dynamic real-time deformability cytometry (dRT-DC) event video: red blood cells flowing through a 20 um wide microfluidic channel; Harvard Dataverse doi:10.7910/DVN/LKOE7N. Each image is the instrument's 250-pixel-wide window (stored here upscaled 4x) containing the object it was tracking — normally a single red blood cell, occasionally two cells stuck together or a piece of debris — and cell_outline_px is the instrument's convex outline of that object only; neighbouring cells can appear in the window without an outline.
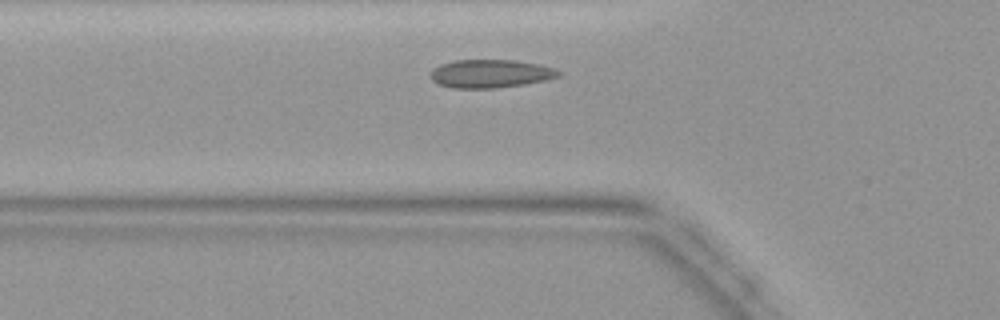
{"species": "common noctule bat (a hibernating species)", "species_latin": "Nyctalus noctula", "temperature_condition": "warm", "stored_images_in_passage": 25, "camera_frame_rate_fps": 3000, "um_per_image_px": 0.085, "animal": {"sex": "female", "body_mass_g": 19.9}, "frame": {"image": 1, "passage_image": 2, "time_ms": 0.333, "image_size_px": [1000, 320], "cell_outline_px": [[560, 76], [544, 80], [524, 84], [496, 88], [452, 88], [440, 84], [432, 80], [428, 76], [428, 72], [432, 68], [440, 64], [452, 60], [512, 60], [536, 64], [552, 68], [560, 72]], "centroid_in_image_um": [41.59, 6.26], "position_along_channel_um": 84.2, "area_um2": 21.04}}
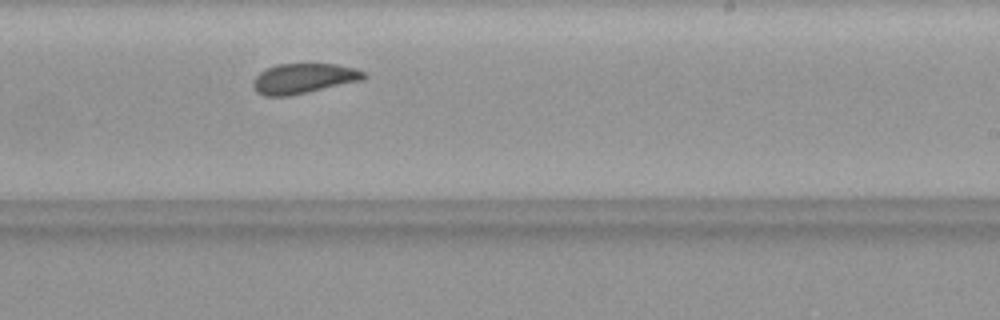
{"frame": {"image": 2, "passage_image": 14, "time_ms": 4.333, "image_size_px": [1000, 320], "cell_outline_px": [[368, 76], [364, 80], [308, 92], [288, 96], [264, 96], [256, 92], [252, 84], [252, 80], [260, 72], [276, 64], [336, 64], [356, 68], [364, 72]], "centroid_in_image_um": [25.82, 6.67], "position_along_channel_um": 263.2, "area_um2": 19.54}}
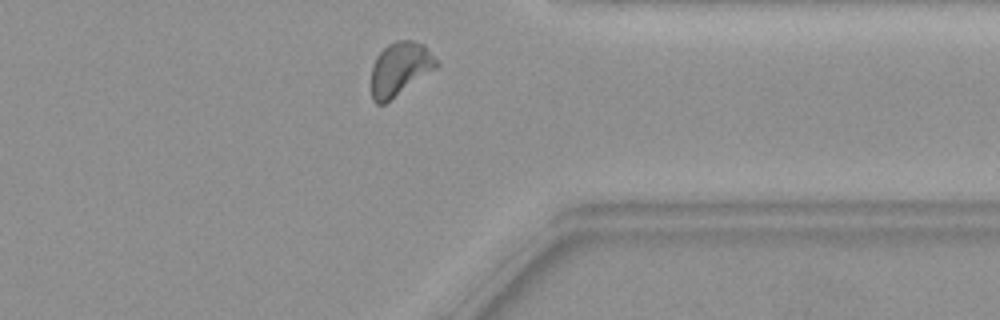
{"frame": {"image": 3, "passage_image": 22, "time_ms": 7.0, "image_size_px": [1000, 320], "cell_outline_px": [[440, 64], [436, 68], [384, 104], [376, 104], [372, 100], [368, 84], [372, 64], [376, 56], [388, 44], [396, 40], [412, 40], [424, 44]], "centroid_in_image_um": [33.92, 5.86], "position_along_channel_um": 377.5, "area_um2": 20.69}}